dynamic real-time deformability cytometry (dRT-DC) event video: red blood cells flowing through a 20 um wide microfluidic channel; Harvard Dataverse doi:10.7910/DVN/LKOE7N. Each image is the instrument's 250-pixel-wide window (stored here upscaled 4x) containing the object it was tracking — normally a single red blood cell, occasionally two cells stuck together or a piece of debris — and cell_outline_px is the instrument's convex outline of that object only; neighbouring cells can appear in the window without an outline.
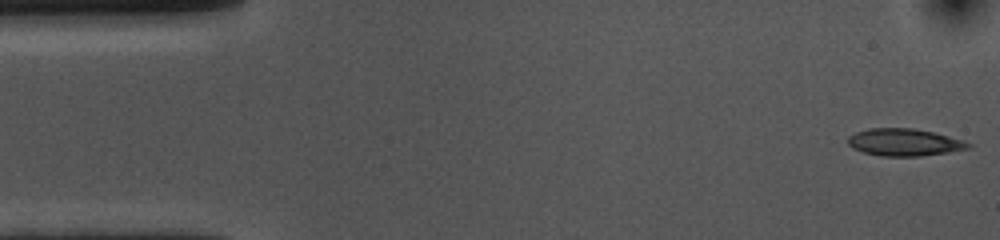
{"species": "common noctule bat (a hibernating species)", "species_latin": "Nyctalus noctula", "temperature_condition": "cold", "stored_images_in_passage": 54, "camera_frame_rate_fps": 3000, "um_per_image_px": 0.085, "animal": {"sex": "female", "body_mass_g": 10.0, "forearm_length_mm": 53.1}, "frame": {"image": 1, "passage_image": 1, "time_ms": 0.0, "image_size_px": [1000, 240], "cell_outline_px": [[972, 148], [948, 152], [920, 156], [880, 156], [864, 152], [852, 148], [848, 144], [848, 136], [856, 132], [868, 128], [912, 128], [932, 132], [948, 136], [972, 144]], "centroid_in_image_um": [76.84, 12.1], "position_along_channel_um": 8.2, "area_um2": 19.02}}
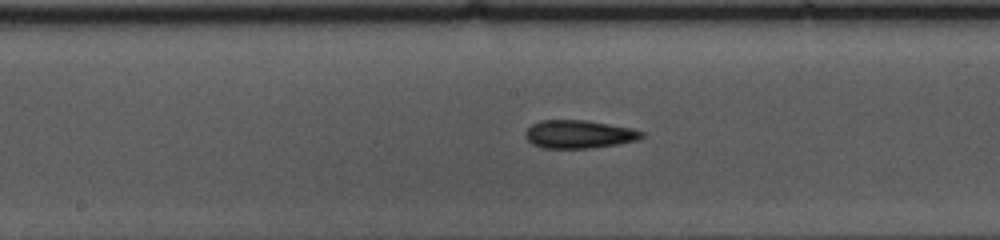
{"frame": {"image": 2, "passage_image": 26, "time_ms": 8.333, "image_size_px": [1000, 240], "cell_outline_px": [[644, 136], [636, 140], [616, 144], [588, 148], [544, 148], [532, 144], [524, 136], [524, 132], [532, 124], [540, 120], [584, 120], [632, 128], [644, 132]], "centroid_in_image_um": [49.17, 11.4], "position_along_channel_um": 199.0, "area_um2": 18.96}}
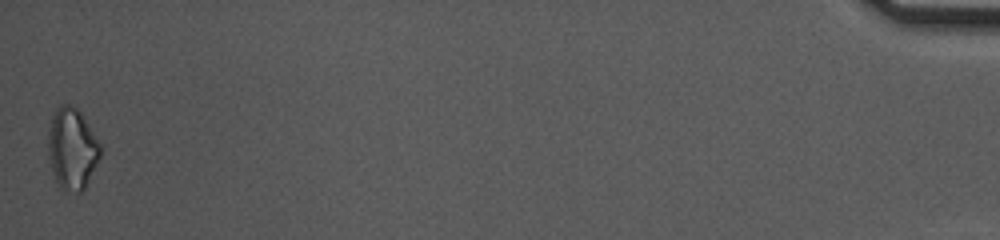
{"frame": {"image": 3, "passage_image": 54, "time_ms": 17.667, "image_size_px": [1000, 240], "cell_outline_px": [[100, 156], [84, 188], [80, 192], [76, 192], [60, 188], [56, 180], [48, 156], [48, 132], [52, 116], [56, 108], [60, 104], [72, 104], [80, 112], [100, 144]], "centroid_in_image_um": [6.1, 12.61], "position_along_channel_um": 429.1, "area_um2": 24.28}, "authors_computed_cell_mechanics": {"area_um2": 18.9873, "velocity_mm_per_s": 3.5609, "shape_relaxation_time_tau1_ms": 8.0054, "shape_relaxation_time_tau2_ms": 7.702, "deformation_change_tau1": 0.1618, "deformation_change_tau2": 0.1855}}